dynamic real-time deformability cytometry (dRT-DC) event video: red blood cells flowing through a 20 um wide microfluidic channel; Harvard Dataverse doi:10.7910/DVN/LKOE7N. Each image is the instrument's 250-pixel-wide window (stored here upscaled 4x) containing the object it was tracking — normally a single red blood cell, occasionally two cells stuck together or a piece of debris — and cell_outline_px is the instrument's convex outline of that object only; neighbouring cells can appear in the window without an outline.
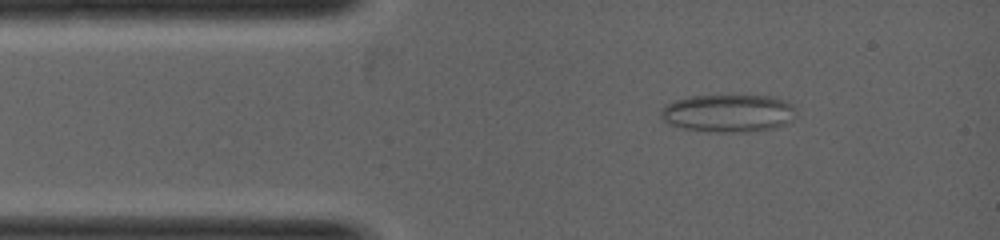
{"species": "common noctule bat (a hibernating species)", "species_latin": "Nyctalus noctula", "temperature_condition": "warm", "stored_images_in_passage": 6, "camera_frame_rate_fps": 5000, "um_per_image_px": 0.085, "animal": {"sex": "female", "body_mass_g": 19.0, "forearm_length_mm": 53.3}, "frame": {"image": 1, "passage_image": 3, "time_ms": 0.6, "image_size_px": [1000, 240], "cell_outline_px": [[796, 116], [784, 124], [772, 128], [744, 132], [708, 132], [684, 128], [672, 124], [664, 120], [660, 116], [660, 112], [664, 104], [676, 100], [692, 96], [772, 96], [788, 100], [796, 108]], "centroid_in_image_um": [61.93, 9.61], "position_along_channel_um": 23.1, "area_um2": 29.77}}
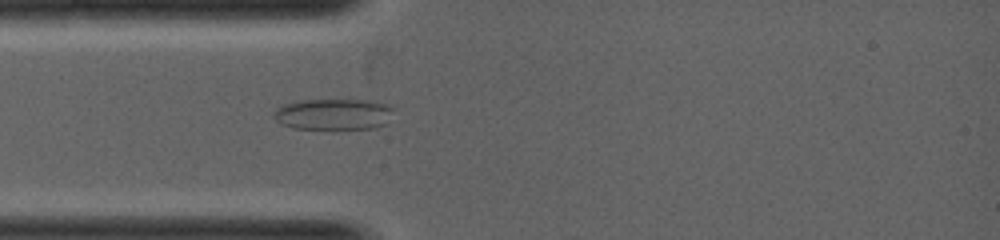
{"frame": {"image": 2, "passage_image": 6, "time_ms": 1.4, "image_size_px": [1000, 240], "cell_outline_px": [[392, 108], [384, 124], [372, 128], [296, 128], [280, 124], [272, 116], [272, 112], [280, 104], [300, 100], [376, 100], [388, 104]], "centroid_in_image_um": [28.26, 9.68], "position_along_channel_um": 56.7, "area_um2": 21.62}}